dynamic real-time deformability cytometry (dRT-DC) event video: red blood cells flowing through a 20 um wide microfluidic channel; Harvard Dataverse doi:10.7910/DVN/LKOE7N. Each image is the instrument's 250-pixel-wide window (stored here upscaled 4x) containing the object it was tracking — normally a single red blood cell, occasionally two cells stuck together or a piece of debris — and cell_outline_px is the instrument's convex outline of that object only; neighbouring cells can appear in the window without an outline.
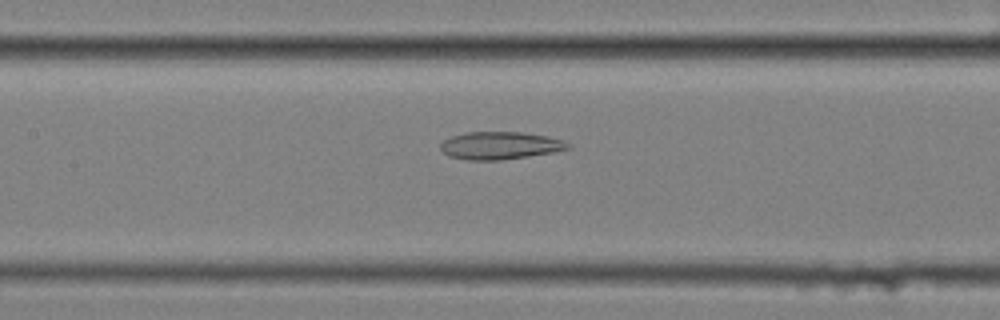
{"species": "common noctule bat (a hibernating species)", "species_latin": "Nyctalus noctula", "temperature_condition": "cold", "stored_images_in_passage": 58, "camera_frame_rate_fps": 3000, "um_per_image_px": 0.085, "animal": {"sex": "female", "body_mass_g": 25.1}, "frame": {"image": 1, "passage_image": 27, "time_ms": 8.667, "image_size_px": [1000, 320], "cell_outline_px": [[572, 148], [552, 152], [528, 156], [500, 160], [468, 160], [448, 156], [440, 148], [440, 144], [444, 140], [452, 136], [468, 132], [520, 132], [548, 136], [564, 140], [572, 144]], "centroid_in_image_um": [42.54, 12.37], "position_along_channel_um": 164.9, "area_um2": 20.52}}
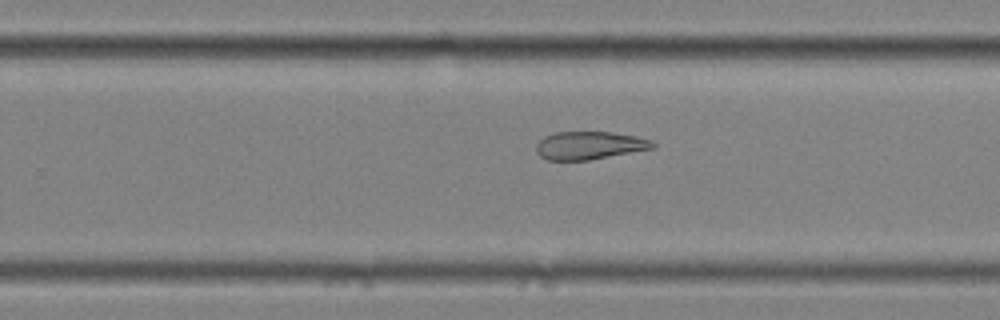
{"frame": {"image": 2, "passage_image": 37, "time_ms": 12.0, "image_size_px": [1000, 320], "cell_outline_px": [[656, 148], [588, 160], [548, 160], [540, 156], [536, 152], [536, 144], [544, 136], [552, 132], [612, 132], [636, 136], [652, 140], [656, 144]], "centroid_in_image_um": [50.11, 12.36], "position_along_channel_um": 279.7, "area_um2": 19.13}}
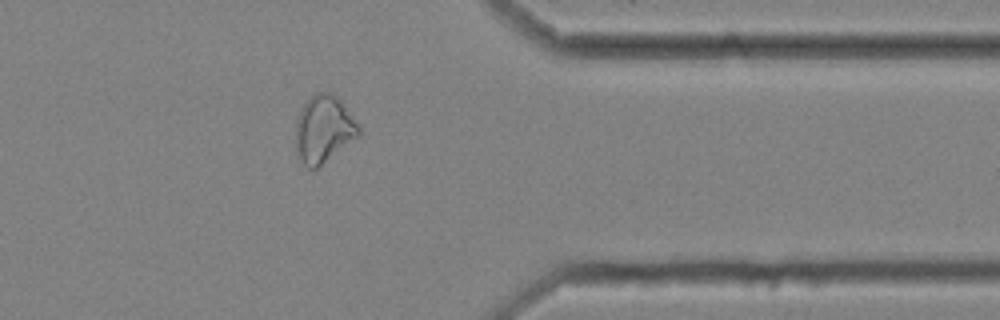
{"frame": {"image": 3, "passage_image": 47, "time_ms": 15.333, "image_size_px": [1000, 320], "cell_outline_px": [[360, 136], [316, 168], [308, 168], [300, 160], [296, 148], [296, 120], [304, 104], [316, 92], [332, 92], [344, 104], [360, 128]], "centroid_in_image_um": [27.52, 10.97], "position_along_channel_um": 383.9, "area_um2": 24.45}, "authors_computed_cell_mechanics": {"area_um2": 25.8655, "velocity_mm_per_s": 3.4513, "shape_relaxation_time_tau1_ms": null, "shape_relaxation_time_tau2_ms": 4.8276, "deformation_change_tau1": null, "deformation_change_tau2": 0.1365}}